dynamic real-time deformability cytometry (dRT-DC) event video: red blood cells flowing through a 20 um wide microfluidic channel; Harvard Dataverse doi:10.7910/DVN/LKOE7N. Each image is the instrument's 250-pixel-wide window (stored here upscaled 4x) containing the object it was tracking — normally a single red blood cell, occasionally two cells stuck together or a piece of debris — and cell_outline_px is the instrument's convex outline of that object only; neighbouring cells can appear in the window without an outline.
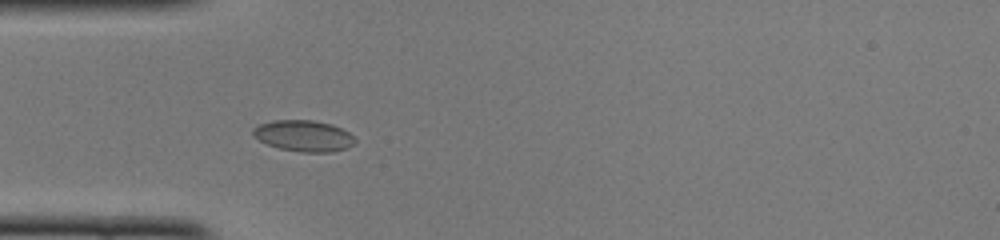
{"species": "common noctule bat (a hibernating species)", "species_latin": "Nyctalus noctula", "temperature_condition": "cold", "stored_images_in_passage": 7, "camera_frame_rate_fps": 3000, "um_per_image_px": 0.085, "animal": {"sex": "female", "body_mass_g": 22.0, "forearm_length_mm": 56.7}, "frame": {"image": 1, "passage_image": 4, "time_ms": 1.0, "image_size_px": [1000, 240], "cell_outline_px": [[356, 140], [348, 148], [332, 152], [300, 152], [280, 148], [268, 144], [252, 136], [252, 128], [260, 124], [272, 120], [312, 120], [332, 124], [348, 132]], "centroid_in_image_um": [25.79, 11.54], "position_along_channel_um": 59.2, "area_um2": 18.5}}